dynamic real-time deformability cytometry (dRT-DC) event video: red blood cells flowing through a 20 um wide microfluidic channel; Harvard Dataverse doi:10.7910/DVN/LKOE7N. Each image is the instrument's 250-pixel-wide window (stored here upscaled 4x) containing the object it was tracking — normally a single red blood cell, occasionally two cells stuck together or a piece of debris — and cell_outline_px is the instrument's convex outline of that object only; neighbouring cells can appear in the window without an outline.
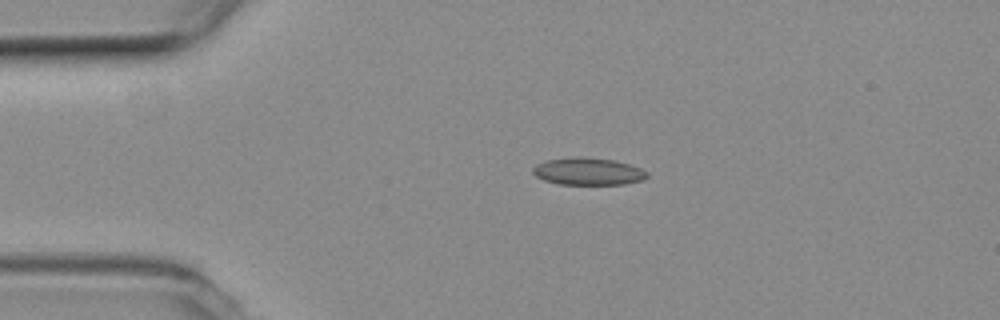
{"species": "common noctule bat (a hibernating species)", "species_latin": "Nyctalus noctula", "temperature_condition": "room temperature", "stored_images_in_passage": 43, "camera_frame_rate_fps": 3000, "um_per_image_px": 0.085, "animal": {"sex": "female", "body_mass_g": 19.3, "forearm_length_mm": 54.1}, "frame": {"image": 1, "passage_image": 1, "time_ms": 0.0, "image_size_px": [1000, 320], "cell_outline_px": [[648, 176], [644, 180], [624, 184], [560, 184], [544, 180], [536, 176], [532, 172], [532, 168], [536, 164], [544, 160], [572, 156], [580, 156], [612, 160], [628, 164], [640, 168], [648, 172]], "centroid_in_image_um": [49.96, 14.56], "position_along_channel_um": 35.0, "area_um2": 18.26}}
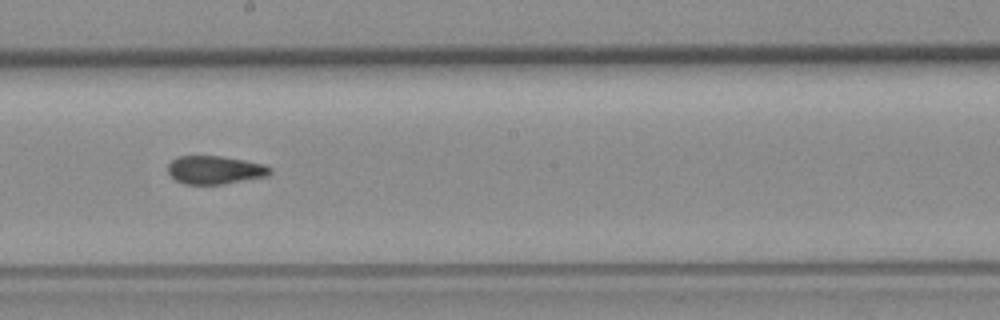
{"frame": {"image": 2, "passage_image": 19, "time_ms": 6.0, "image_size_px": [1000, 320], "cell_outline_px": [[272, 172], [268, 176], [220, 184], [184, 184], [176, 180], [168, 172], [168, 164], [176, 156], [220, 156], [244, 160], [264, 164], [272, 168]], "centroid_in_image_um": [18.27, 14.44], "position_along_channel_um": 229.9, "area_um2": 16.76}}
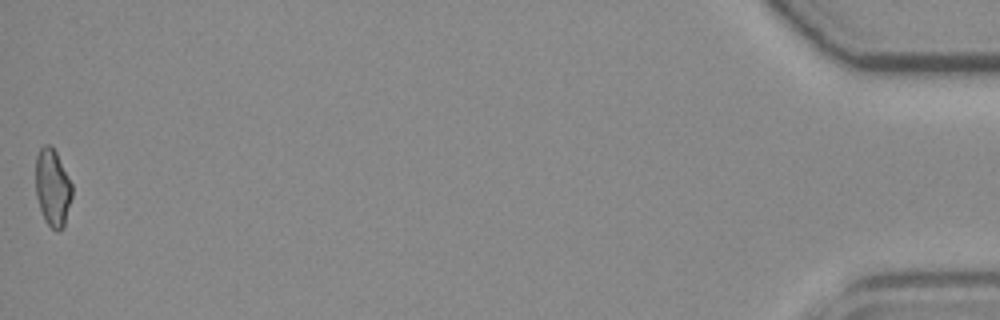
{"frame": {"image": 3, "passage_image": 43, "time_ms": 14.0, "image_size_px": [1000, 320], "cell_outline_px": [[72, 196], [64, 228], [60, 232], [56, 232], [44, 220], [36, 196], [36, 156], [40, 148], [44, 144], [48, 144], [56, 152], [72, 184]], "centroid_in_image_um": [4.47, 15.99], "position_along_channel_um": 430.7, "area_um2": 16.47}, "authors_computed_cell_mechanics": {"area_um2": 17.1666, "velocity_mm_per_s": 3.8422, "shape_relaxation_time_tau1_ms": null, "shape_relaxation_time_tau2_ms": 2.646, "deformation_change_tau1": null, "deformation_change_tau2": 0.0836}}